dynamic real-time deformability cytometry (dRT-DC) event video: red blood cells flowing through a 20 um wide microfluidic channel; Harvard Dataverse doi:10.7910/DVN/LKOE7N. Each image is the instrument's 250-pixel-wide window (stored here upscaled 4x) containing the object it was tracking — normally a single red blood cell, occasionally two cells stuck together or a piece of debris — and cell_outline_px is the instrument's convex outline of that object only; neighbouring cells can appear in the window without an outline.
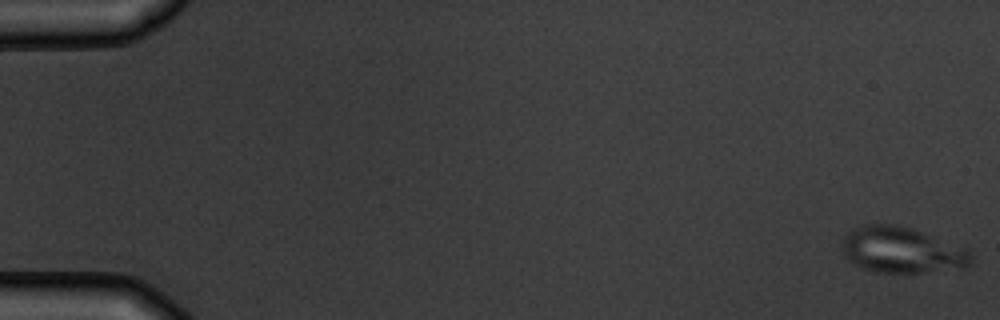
{"species": "common noctule bat (a hibernating species)", "species_latin": "Nyctalus noctula", "temperature_condition": "warm", "stored_images_in_passage": 7, "camera_frame_rate_fps": 3000, "um_per_image_px": 0.085, "animal": {"sex": "male", "body_mass_g": 19.5, "forearm_length_mm": 54.6}, "frame": {"image": 1, "passage_image": 1, "time_ms": 0.0, "image_size_px": [1000, 320], "cell_outline_px": [[972, 264], [960, 268], [920, 272], [876, 272], [864, 268], [848, 260], [840, 248], [840, 244], [848, 232], [864, 224], [896, 224], [912, 228], [968, 248], [972, 256]], "centroid_in_image_um": [76.66, 21.24], "position_along_channel_um": 8.3, "area_um2": 34.56}}